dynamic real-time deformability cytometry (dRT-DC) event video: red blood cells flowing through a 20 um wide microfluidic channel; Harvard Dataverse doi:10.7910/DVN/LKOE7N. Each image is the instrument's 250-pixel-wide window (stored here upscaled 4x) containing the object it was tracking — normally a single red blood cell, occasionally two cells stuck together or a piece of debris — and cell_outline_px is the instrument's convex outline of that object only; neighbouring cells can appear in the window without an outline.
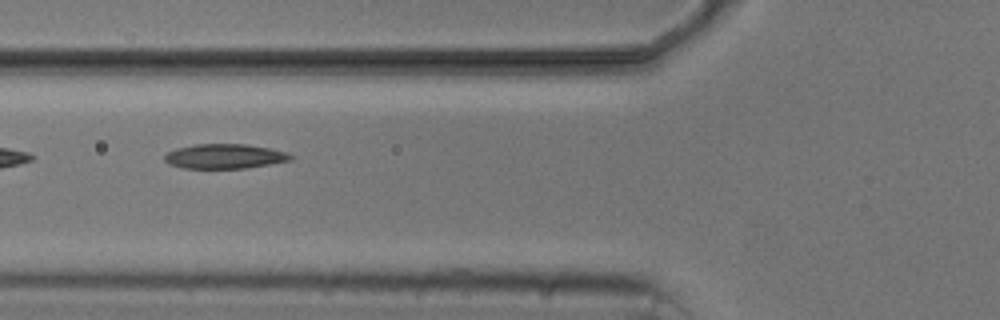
{"species": "common noctule bat (a hibernating species)", "species_latin": "Nyctalus noctula", "temperature_condition": "cold", "stored_images_in_passage": 10, "camera_frame_rate_fps": 3000, "um_per_image_px": 0.085, "animal": {"sex": "male", "body_mass_g": 20.5, "forearm_length_mm": 52.5}, "frame": {"image": 1, "passage_image": 5, "time_ms": 4.667, "image_size_px": [1000, 320], "cell_outline_px": [[292, 160], [244, 168], [184, 168], [168, 164], [164, 160], [164, 156], [168, 152], [176, 148], [196, 144], [248, 144], [288, 152], [292, 156]], "centroid_in_image_um": [19.08, 13.28], "position_along_channel_um": 106.7, "area_um2": 18.03}}
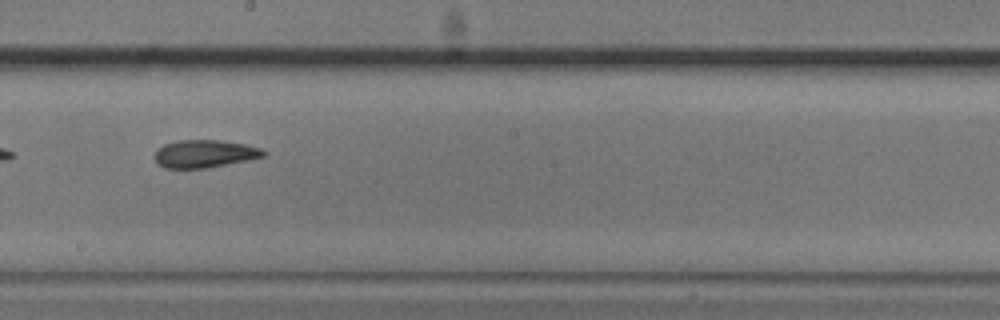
{"frame": {"image": 2, "passage_image": 8, "time_ms": 8.0, "image_size_px": [1000, 320], "cell_outline_px": [[268, 152], [264, 156], [252, 160], [208, 168], [164, 168], [156, 164], [156, 148], [164, 144], [176, 140], [220, 140], [244, 144], [260, 148]], "centroid_in_image_um": [17.4, 13.07], "position_along_channel_um": 230.8, "area_um2": 17.86}}
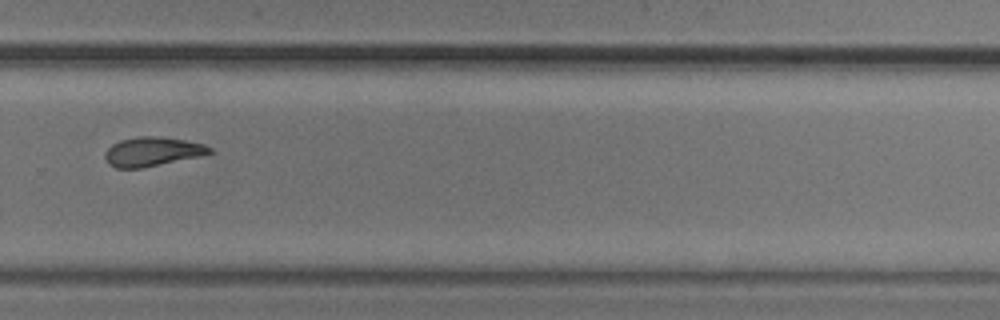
{"frame": {"image": 3, "passage_image": 10, "time_ms": 10.333, "image_size_px": [1000, 320], "cell_outline_px": [[212, 152], [200, 156], [144, 168], [116, 168], [108, 164], [104, 156], [104, 152], [112, 144], [120, 140], [140, 136], [160, 136], [184, 140], [204, 144], [212, 148]], "centroid_in_image_um": [12.92, 12.89], "position_along_channel_um": 316.9, "area_um2": 17.86}}